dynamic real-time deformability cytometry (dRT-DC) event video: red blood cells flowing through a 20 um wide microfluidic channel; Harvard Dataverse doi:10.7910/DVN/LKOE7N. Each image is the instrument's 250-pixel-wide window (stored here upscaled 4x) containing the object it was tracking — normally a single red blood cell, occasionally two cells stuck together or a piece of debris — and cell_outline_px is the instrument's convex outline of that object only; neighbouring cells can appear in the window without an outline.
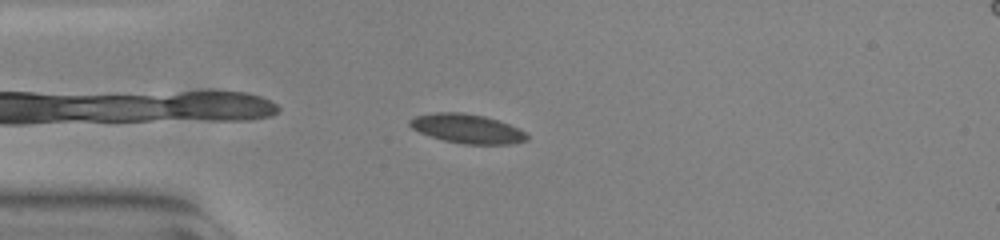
{"species": "common noctule bat (a hibernating species)", "species_latin": "Nyctalus noctula", "temperature_condition": "warm", "stored_images_in_passage": 43, "camera_frame_rate_fps": 3000, "um_per_image_px": 0.085, "animal": {"sex": "female", "body_mass_g": 23.0, "forearm_length_mm": 53.4}, "frame": {"image": 1, "passage_image": 3, "time_ms": 0.667, "image_size_px": [1000, 240], "cell_outline_px": [[528, 140], [508, 144], [464, 144], [444, 140], [420, 132], [412, 128], [408, 124], [408, 120], [416, 116], [436, 112], [464, 112], [484, 116], [520, 128], [528, 136]], "centroid_in_image_um": [39.7, 10.93], "position_along_channel_um": 45.3, "area_um2": 19.77}}
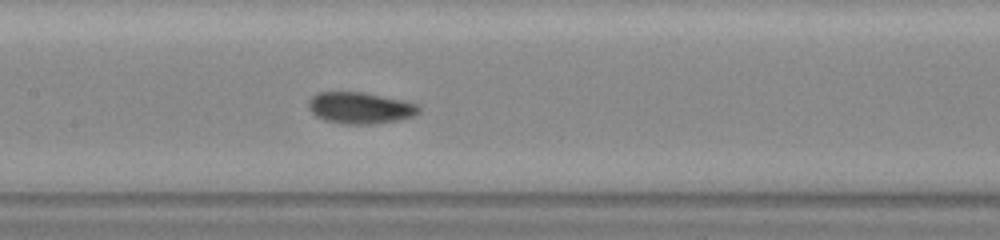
{"frame": {"image": 2, "passage_image": 15, "time_ms": 4.667, "image_size_px": [1000, 240], "cell_outline_px": [[420, 112], [412, 116], [396, 120], [372, 124], [348, 124], [324, 120], [316, 116], [308, 108], [308, 100], [316, 92], [360, 92], [400, 100], [416, 104], [420, 108]], "centroid_in_image_um": [30.55, 9.17], "position_along_channel_um": 176.8, "area_um2": 19.94}}
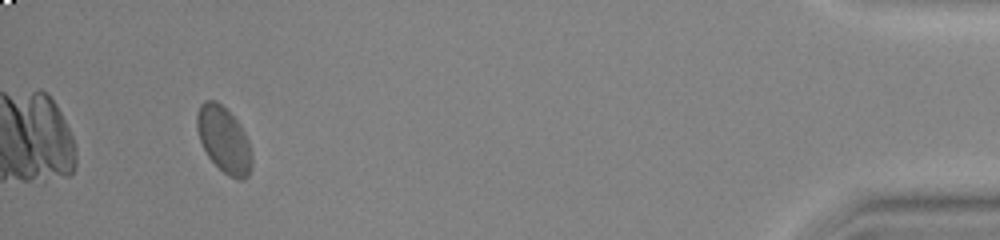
{"frame": {"image": 3, "passage_image": 40, "time_ms": 13.0, "image_size_px": [1000, 240], "cell_outline_px": [[252, 164], [248, 176], [244, 180], [240, 180], [228, 176], [208, 156], [200, 140], [196, 128], [196, 112], [200, 104], [204, 100], [216, 100], [228, 108], [240, 124], [248, 140], [252, 152]], "centroid_in_image_um": [19.04, 11.84], "position_along_channel_um": 416.2, "area_um2": 21.44}, "authors_computed_cell_mechanics": {"area_um2": 19.941, "velocity_mm_per_s": 3.7428, "shape_relaxation_time_tau1_ms": 3.7758, "shape_relaxation_time_tau2_ms": 0.9624, "deformation_change_tau1": 0.0841, "deformation_change_tau2": 0.0425}}